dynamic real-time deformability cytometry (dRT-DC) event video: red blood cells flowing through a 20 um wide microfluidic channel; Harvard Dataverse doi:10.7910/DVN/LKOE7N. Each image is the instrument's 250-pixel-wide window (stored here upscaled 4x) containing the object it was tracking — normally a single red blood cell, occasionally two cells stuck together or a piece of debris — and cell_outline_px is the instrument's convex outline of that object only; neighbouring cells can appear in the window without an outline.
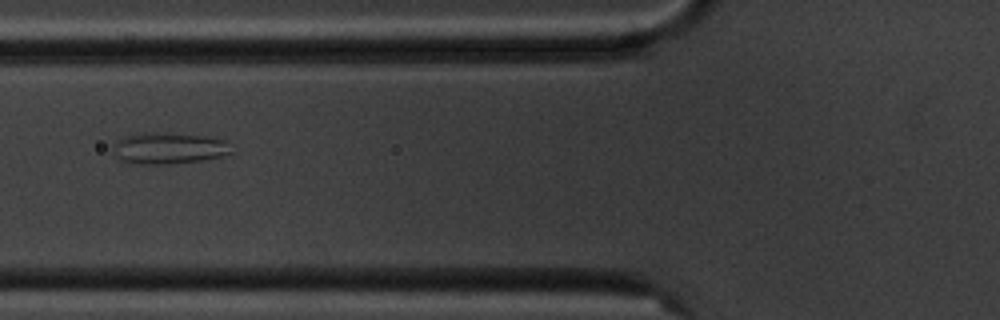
{"species": "common noctule bat (a hibernating species)", "species_latin": "Nyctalus noctula", "temperature_condition": "cold", "stored_images_in_passage": 7, "camera_frame_rate_fps": 3000, "um_per_image_px": 0.085, "animal": {"sex": "male", "body_mass_g": 20.1, "forearm_length_mm": 53.5}, "frame": {"image": 1, "passage_image": 7, "time_ms": 7.0, "image_size_px": [1000, 320], "cell_outline_px": [[236, 152], [224, 156], [200, 160], [168, 164], [132, 164], [120, 160], [112, 152], [112, 144], [116, 140], [124, 136], [140, 132], [148, 132], [208, 136], [224, 140]], "centroid_in_image_um": [14.31, 12.6], "position_along_channel_um": 111.5, "area_um2": 22.02}}